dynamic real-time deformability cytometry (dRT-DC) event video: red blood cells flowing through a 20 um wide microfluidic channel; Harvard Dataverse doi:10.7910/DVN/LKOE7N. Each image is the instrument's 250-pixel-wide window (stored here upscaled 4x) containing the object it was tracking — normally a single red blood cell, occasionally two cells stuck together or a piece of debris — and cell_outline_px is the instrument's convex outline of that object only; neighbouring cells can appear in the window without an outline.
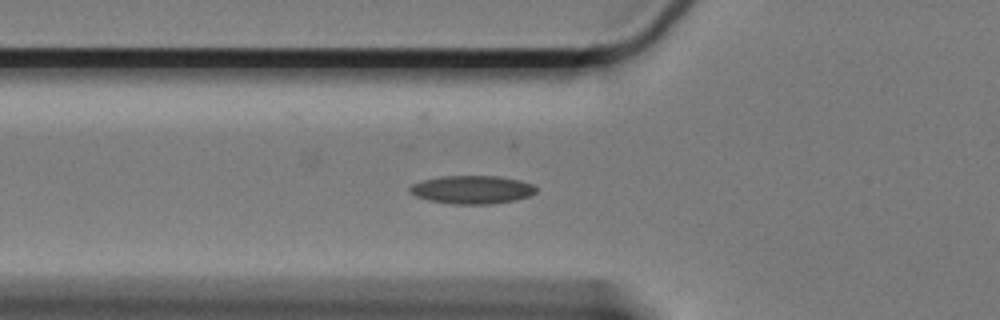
{"species": "Egyptian fruit bat (a non-hibernating species)", "species_latin": "Rousettus aegyptiacus", "temperature_condition": "cold", "stored_images_in_passage": 43, "camera_frame_rate_fps": 3000, "um_per_image_px": 0.085, "animal": {"sex": "female"}, "frame": {"image": 1, "passage_image": 9, "time_ms": 2.667, "image_size_px": [1000, 320], "cell_outline_px": [[536, 192], [532, 196], [516, 200], [492, 204], [452, 204], [428, 200], [416, 196], [408, 192], [408, 188], [412, 184], [420, 180], [440, 176], [500, 176], [520, 180], [532, 184], [536, 188]], "centroid_in_image_um": [40.12, 16.12], "position_along_channel_um": 85.7, "area_um2": 21.1}}
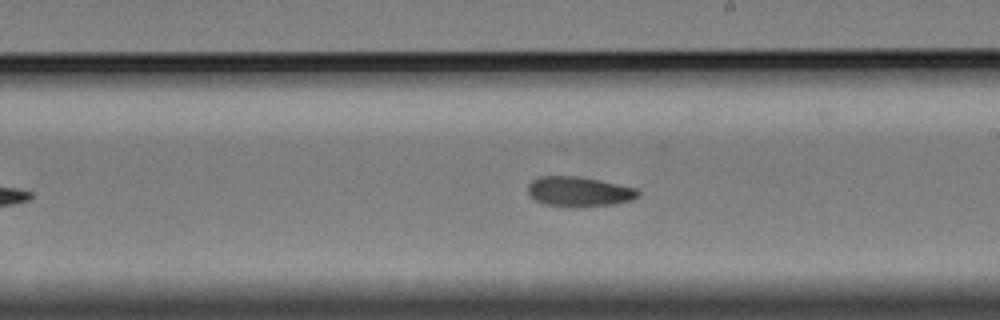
{"frame": {"image": 2, "passage_image": 23, "time_ms": 7.333, "image_size_px": [1000, 320], "cell_outline_px": [[640, 196], [632, 200], [616, 204], [580, 208], [572, 208], [544, 204], [536, 200], [528, 192], [528, 184], [532, 180], [540, 176], [580, 176], [600, 180], [636, 188], [640, 192]], "centroid_in_image_um": [49.24, 16.3], "position_along_channel_um": 239.8, "area_um2": 19.59}}
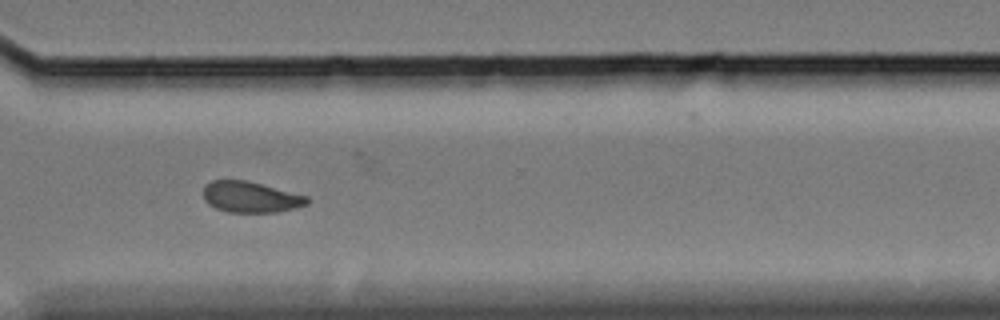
{"frame": {"image": 3, "passage_image": 33, "time_ms": 10.667, "image_size_px": [1000, 320], "cell_outline_px": [[312, 200], [308, 204], [296, 208], [276, 212], [228, 212], [216, 208], [208, 204], [204, 200], [204, 184], [212, 180], [248, 180], [308, 196]], "centroid_in_image_um": [21.33, 16.74], "position_along_channel_um": 349.3, "area_um2": 18.96}}